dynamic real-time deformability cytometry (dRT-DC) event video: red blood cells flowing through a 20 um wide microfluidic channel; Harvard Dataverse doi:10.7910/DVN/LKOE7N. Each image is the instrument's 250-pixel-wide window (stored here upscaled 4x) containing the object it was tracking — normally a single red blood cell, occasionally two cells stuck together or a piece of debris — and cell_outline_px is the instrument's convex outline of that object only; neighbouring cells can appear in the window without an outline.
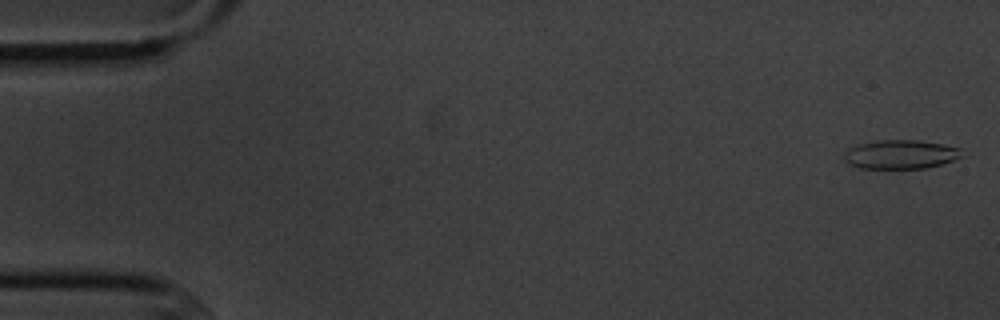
{"species": "common noctule bat (a hibernating species)", "species_latin": "Nyctalus noctula", "temperature_condition": "cold", "stored_images_in_passage": 5, "camera_frame_rate_fps": 3000, "um_per_image_px": 0.085, "animal": {"sex": "male", "body_mass_g": 20.1, "forearm_length_mm": 53.5}, "frame": {"image": 1, "passage_image": 1, "time_ms": 0.0, "image_size_px": [1000, 320], "cell_outline_px": [[960, 156], [952, 160], [940, 164], [924, 168], [860, 168], [848, 164], [844, 160], [844, 152], [848, 148], [856, 144], [880, 140], [916, 140], [944, 144], [960, 148]], "centroid_in_image_um": [76.47, 13.11], "position_along_channel_um": 8.5, "area_um2": 19.71}}
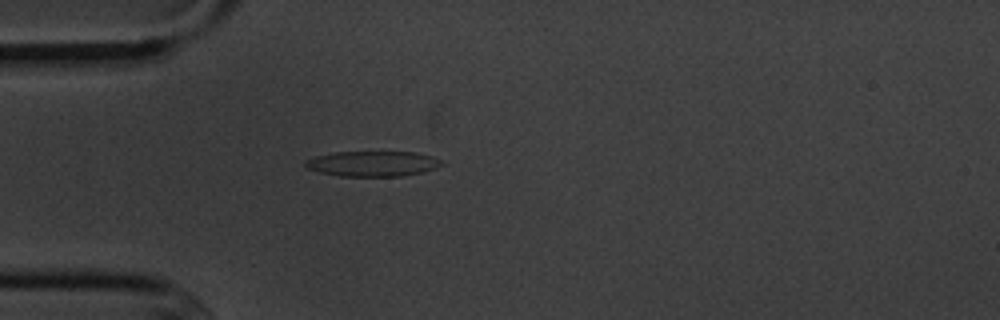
{"frame": {"image": 2, "passage_image": 5, "time_ms": 4.667, "image_size_px": [1000, 320], "cell_outline_px": [[444, 164], [436, 168], [424, 172], [400, 176], [340, 176], [320, 172], [304, 168], [304, 160], [316, 156], [336, 152], [416, 152], [432, 156], [444, 160]], "centroid_in_image_um": [31.7, 13.91], "position_along_channel_um": 53.3, "area_um2": 20.29}}